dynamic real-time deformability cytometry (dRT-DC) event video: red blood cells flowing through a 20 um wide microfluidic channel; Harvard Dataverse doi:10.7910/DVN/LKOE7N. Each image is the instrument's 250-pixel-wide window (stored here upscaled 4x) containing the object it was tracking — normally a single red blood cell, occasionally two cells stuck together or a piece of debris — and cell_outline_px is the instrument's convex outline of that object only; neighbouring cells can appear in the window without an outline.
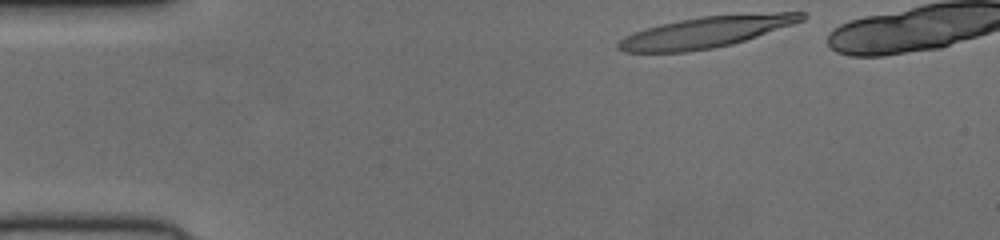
{"species": "human", "species_latin": "Homo sapiens", "temperature_condition": "cold", "stored_images_in_passage": 39, "camera_frame_rate_fps": 3000, "um_per_image_px": 0.085, "donor": {"sex": "female"}, "frame": {"image": 1, "passage_image": 1, "time_ms": 0.0, "image_size_px": [1000, 240], "cell_outline_px": [[808, 16], [804, 20], [732, 44], [712, 48], [684, 52], [624, 52], [616, 48], [616, 44], [624, 36], [632, 32], [644, 28], [660, 24], [700, 16], [776, 12], [804, 12]], "centroid_in_image_um": [59.97, 2.71], "position_along_channel_um": 25.0, "area_um2": 33.18}}
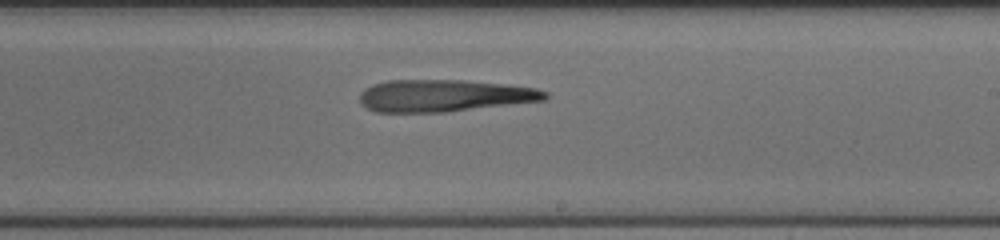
{"frame": {"image": 2, "passage_image": 24, "time_ms": 7.667, "image_size_px": [1000, 240], "cell_outline_px": [[548, 100], [444, 112], [376, 112], [360, 104], [360, 92], [364, 88], [372, 84], [388, 80], [464, 80], [504, 84], [536, 88], [548, 92]], "centroid_in_image_um": [37.75, 8.13], "position_along_channel_um": 251.3, "area_um2": 34.8}}
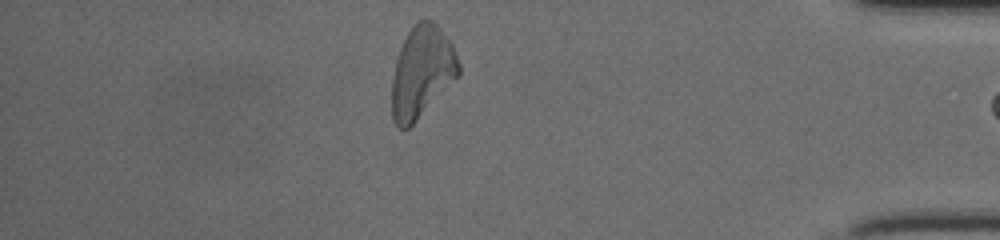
{"frame": {"image": 3, "passage_image": 38, "time_ms": 12.333, "image_size_px": [1000, 240], "cell_outline_px": [[460, 76], [408, 128], [400, 128], [392, 120], [392, 76], [396, 60], [400, 48], [408, 32], [420, 20], [432, 20], [436, 24], [452, 44], [460, 64]], "centroid_in_image_um": [35.87, 6.13], "position_along_channel_um": 399.3, "area_um2": 35.37}}